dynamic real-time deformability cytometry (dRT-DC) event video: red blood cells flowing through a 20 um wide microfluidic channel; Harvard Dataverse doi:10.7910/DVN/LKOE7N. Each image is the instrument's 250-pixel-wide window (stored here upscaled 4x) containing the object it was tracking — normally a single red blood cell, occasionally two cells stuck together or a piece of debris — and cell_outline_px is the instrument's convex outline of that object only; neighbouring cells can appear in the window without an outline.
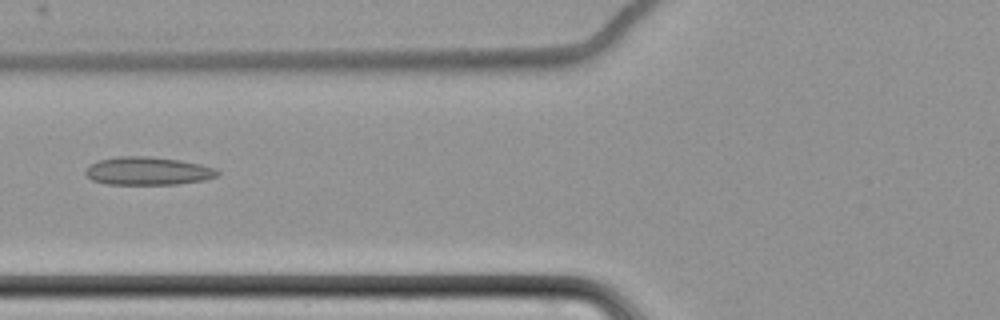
{"species": "common noctule bat (a hibernating species)", "species_latin": "Nyctalus noctula", "temperature_condition": "cold", "stored_images_in_passage": 8, "camera_frame_rate_fps": 3000, "um_per_image_px": 0.085, "animal": {"sex": "female", "body_mass_g": 22.7, "forearm_length_mm": 54.2}, "frame": {"image": 1, "passage_image": 7, "time_ms": 8.0, "image_size_px": [1000, 320], "cell_outline_px": [[220, 172], [216, 176], [204, 180], [176, 184], [108, 184], [92, 180], [84, 172], [92, 164], [100, 160], [116, 156], [148, 156], [180, 160], [200, 164], [216, 168]], "centroid_in_image_um": [12.59, 14.53], "position_along_channel_um": 113.2, "area_um2": 21.44}}
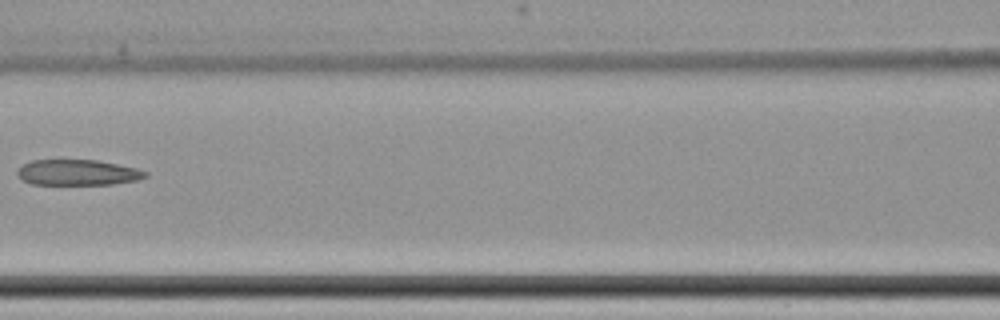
{"frame": {"image": 2, "passage_image": 8, "time_ms": 9.333, "image_size_px": [1000, 320], "cell_outline_px": [[148, 176], [140, 180], [112, 184], [32, 184], [24, 180], [16, 172], [24, 164], [32, 160], [96, 160], [136, 168], [148, 172]], "centroid_in_image_um": [6.66, 14.66], "position_along_channel_um": 159.9, "area_um2": 18.96}}